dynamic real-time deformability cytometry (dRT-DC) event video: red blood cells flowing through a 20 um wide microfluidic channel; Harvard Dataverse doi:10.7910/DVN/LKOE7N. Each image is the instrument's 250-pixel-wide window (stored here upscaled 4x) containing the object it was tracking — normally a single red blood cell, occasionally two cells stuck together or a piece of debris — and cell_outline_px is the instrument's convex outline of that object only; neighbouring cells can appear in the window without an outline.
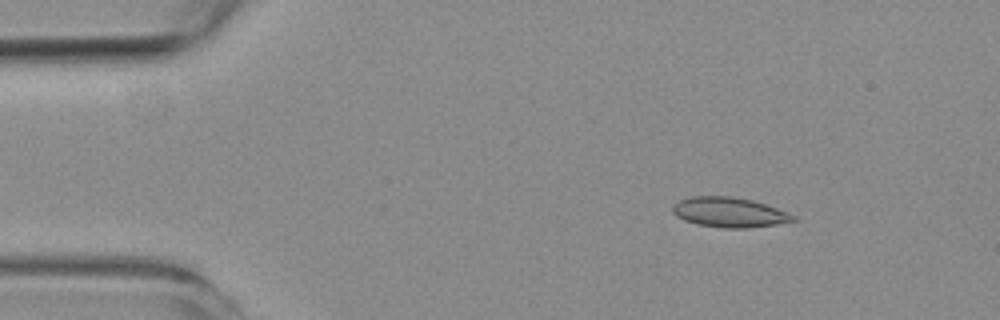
{"species": "common noctule bat (a hibernating species)", "species_latin": "Nyctalus noctula", "temperature_condition": "room temperature", "stored_images_in_passage": 3, "camera_frame_rate_fps": 3000, "um_per_image_px": 0.085, "animal": {"sex": "female", "body_mass_g": 19.3, "forearm_length_mm": 54.1}, "frame": {"image": 1, "passage_image": 1, "time_ms": 0.0, "image_size_px": [1000, 320], "cell_outline_px": [[800, 220], [776, 224], [748, 228], [720, 228], [700, 224], [684, 220], [676, 216], [672, 212], [672, 204], [680, 200], [692, 196], [732, 196], [752, 200], [788, 212], [796, 216]], "centroid_in_image_um": [62.0, 18.05], "position_along_channel_um": 23.0, "area_um2": 21.1}}